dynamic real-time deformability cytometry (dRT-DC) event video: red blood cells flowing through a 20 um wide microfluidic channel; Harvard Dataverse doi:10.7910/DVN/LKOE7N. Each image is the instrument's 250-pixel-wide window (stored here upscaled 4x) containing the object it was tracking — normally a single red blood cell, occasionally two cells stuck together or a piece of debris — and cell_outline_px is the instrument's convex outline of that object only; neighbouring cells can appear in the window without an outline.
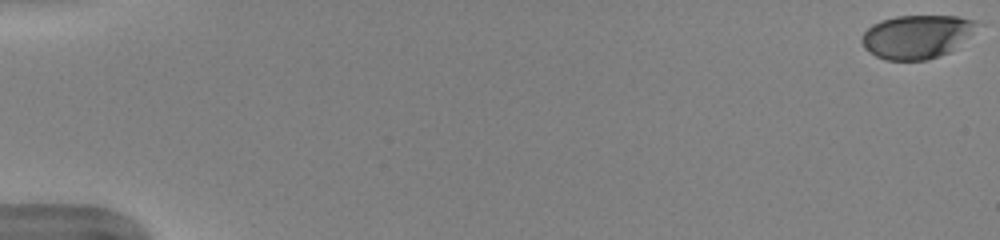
{"species": "human", "species_latin": "Homo sapiens", "temperature_condition": "warm", "stored_images_in_passage": 52, "camera_frame_rate_fps": 3000, "um_per_image_px": 0.085, "donor": {"sex": "female"}, "frame": {"image": 1, "passage_image": 1, "time_ms": 0.0, "image_size_px": [1000, 240], "cell_outline_px": [[976, 24], [948, 52], [924, 60], [888, 60], [876, 56], [868, 52], [864, 48], [860, 40], [864, 32], [872, 24], [880, 20], [896, 16], [956, 16], [976, 20]], "centroid_in_image_um": [77.77, 3.1], "position_along_channel_um": 7.2, "area_um2": 28.32}}
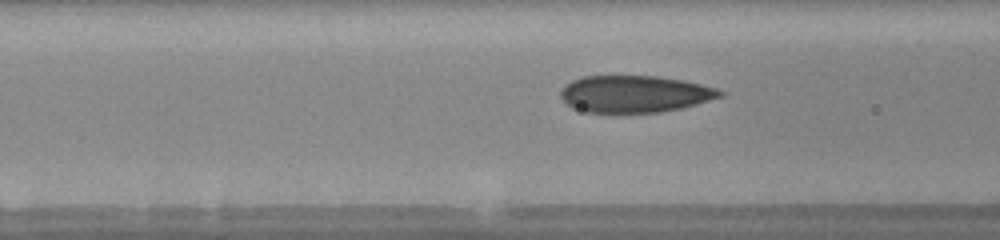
{"frame": {"image": 2, "passage_image": 22, "time_ms": 7.0, "image_size_px": [1000, 240], "cell_outline_px": [[724, 96], [696, 104], [680, 108], [660, 112], [584, 112], [572, 108], [560, 96], [560, 92], [564, 84], [572, 80], [584, 76], [656, 76], [684, 80], [716, 88], [724, 92]], "centroid_in_image_um": [53.94, 7.98], "position_along_channel_um": 112.7, "area_um2": 34.28}}
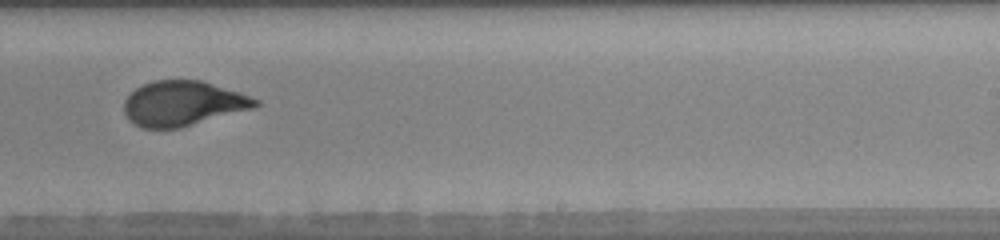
{"frame": {"image": 3, "passage_image": 34, "time_ms": 11.0, "image_size_px": [1000, 240], "cell_outline_px": [[260, 104], [256, 108], [180, 128], [140, 128], [124, 112], [124, 100], [136, 88], [152, 80], [204, 80], [260, 100]], "centroid_in_image_um": [15.59, 8.79], "position_along_channel_um": 273.4, "area_um2": 34.39}, "authors_computed_cell_mechanics": {"area_um2": 34.5644, "velocity_mm_per_s": 4.0244, "shape_relaxation_time_tau1_ms": 5.7103, "shape_relaxation_time_tau2_ms": null, "deformation_change_tau1": 0.2116, "deformation_change_tau2": null}}